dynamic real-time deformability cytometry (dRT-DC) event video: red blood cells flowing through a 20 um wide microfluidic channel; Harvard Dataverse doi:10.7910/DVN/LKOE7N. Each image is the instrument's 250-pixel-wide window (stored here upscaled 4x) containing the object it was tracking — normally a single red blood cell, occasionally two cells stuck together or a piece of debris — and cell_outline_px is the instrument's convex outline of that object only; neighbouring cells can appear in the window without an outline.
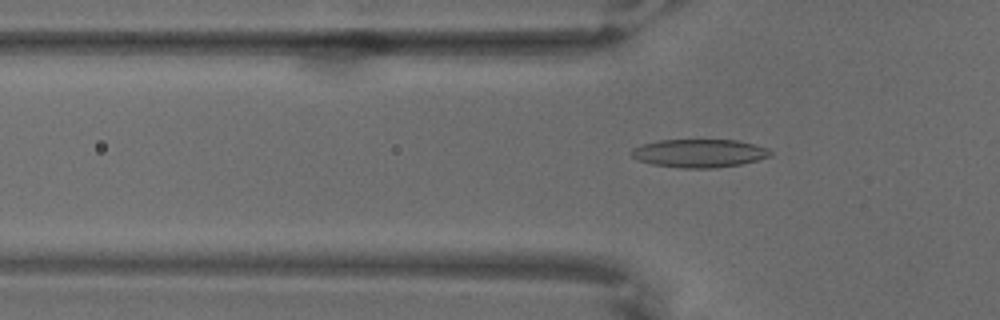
{"species": "common noctule bat (a hibernating species)", "species_latin": "Nyctalus noctula", "temperature_condition": "warm", "stored_images_in_passage": 66, "camera_frame_rate_fps": 3000, "um_per_image_px": 0.085, "animal": {"sex": "male", "body_mass_g": 18.8}, "frame": {"image": 1, "passage_image": 22, "time_ms": 7.0, "image_size_px": [1000, 320], "cell_outline_px": [[772, 156], [740, 164], [716, 168], [680, 168], [652, 164], [636, 160], [628, 152], [632, 148], [644, 144], [660, 140], [736, 140], [768, 148], [772, 152]], "centroid_in_image_um": [59.4, 13.03], "position_along_channel_um": 66.4, "area_um2": 22.89}}
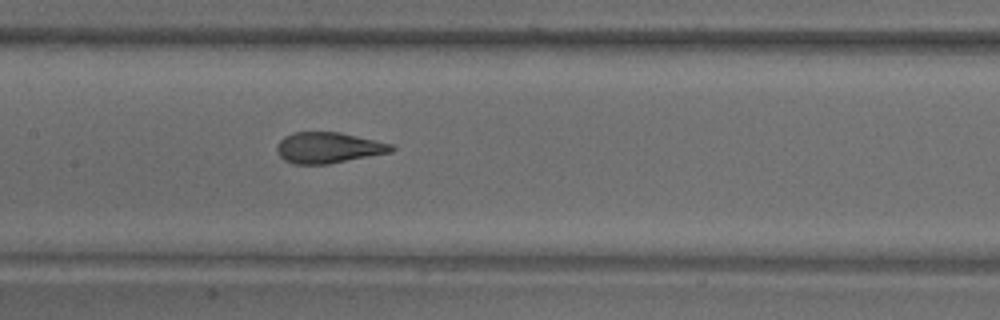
{"frame": {"image": 2, "passage_image": 33, "time_ms": 10.667, "image_size_px": [1000, 320], "cell_outline_px": [[396, 148], [392, 152], [328, 164], [292, 164], [284, 160], [276, 152], [276, 144], [284, 136], [292, 132], [340, 132], [392, 144]], "centroid_in_image_um": [27.88, 12.55], "position_along_channel_um": 179.5, "area_um2": 20.75}}
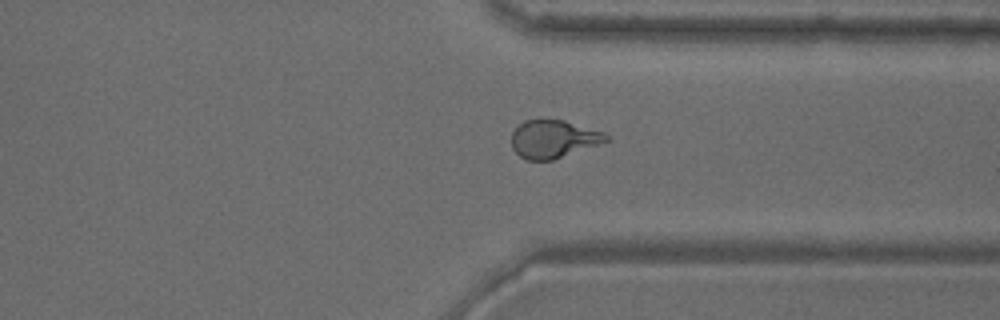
{"frame": {"image": 3, "passage_image": 51, "time_ms": 16.667, "image_size_px": [1000, 320], "cell_outline_px": [[608, 140], [552, 160], [528, 160], [520, 156], [512, 148], [512, 132], [524, 120], [564, 120], [604, 132], [608, 136]], "centroid_in_image_um": [47.01, 11.81], "position_along_channel_um": 364.4, "area_um2": 20.46}}